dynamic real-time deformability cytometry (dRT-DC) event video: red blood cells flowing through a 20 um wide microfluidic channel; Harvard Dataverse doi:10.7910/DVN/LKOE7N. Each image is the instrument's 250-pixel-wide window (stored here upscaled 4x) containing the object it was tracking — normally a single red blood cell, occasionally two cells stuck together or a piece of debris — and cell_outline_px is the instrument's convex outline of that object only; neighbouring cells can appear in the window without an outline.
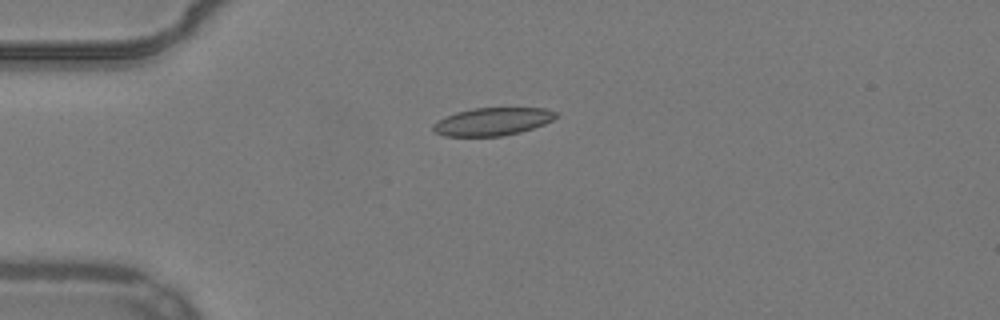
{"species": "common noctule bat (a hibernating species)", "species_latin": "Nyctalus noctula", "temperature_condition": "warm", "stored_images_in_passage": 37, "camera_frame_rate_fps": 3000, "um_per_image_px": 0.085, "animal": {"sex": "male", "body_mass_g": 19.2, "forearm_length_mm": 51.8}, "frame": {"image": 1, "passage_image": 1, "time_ms": 0.0, "image_size_px": [1000, 320], "cell_outline_px": [[556, 116], [552, 120], [544, 124], [520, 132], [500, 136], [444, 136], [432, 132], [432, 124], [444, 116], [456, 112], [472, 108], [544, 108], [556, 112]], "centroid_in_image_um": [41.79, 10.33], "position_along_channel_um": 43.2, "area_um2": 19.94}}
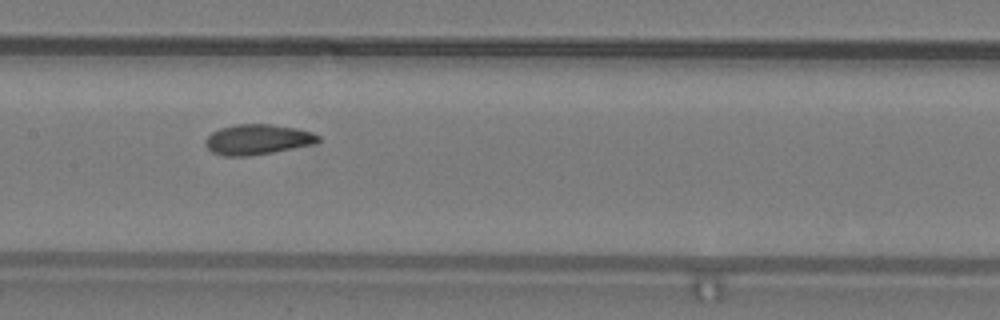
{"frame": {"image": 2, "passage_image": 14, "time_ms": 4.333, "image_size_px": [1000, 320], "cell_outline_px": [[320, 140], [316, 144], [272, 152], [248, 156], [224, 156], [212, 152], [204, 144], [204, 140], [212, 132], [220, 128], [236, 124], [272, 124], [296, 128], [312, 132], [320, 136]], "centroid_in_image_um": [21.89, 11.85], "position_along_channel_um": 185.5, "area_um2": 20.0}}
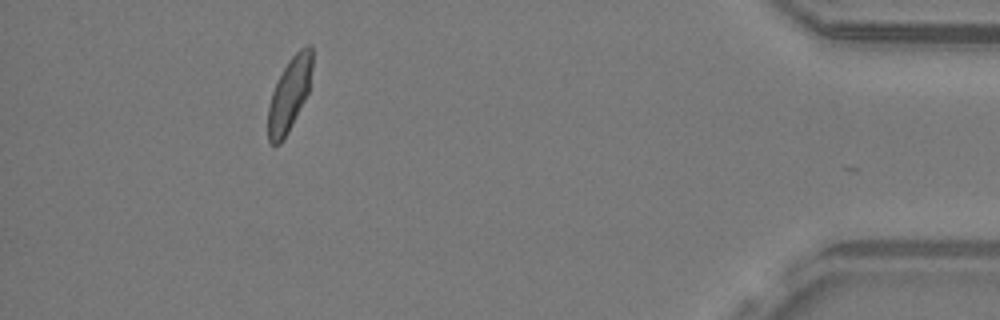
{"frame": {"image": 3, "passage_image": 36, "time_ms": 11.667, "image_size_px": [1000, 320], "cell_outline_px": [[312, 68], [308, 92], [284, 140], [280, 144], [272, 144], [268, 140], [268, 104], [272, 92], [288, 60], [300, 48], [308, 44], [312, 44]], "centroid_in_image_um": [24.6, 8.01], "position_along_channel_um": 410.6, "area_um2": 18.73}, "authors_computed_cell_mechanics": {"area_um2": 19.5364, "velocity_mm_per_s": 3.8681, "shape_relaxation_time_tau1_ms": 10.4104, "shape_relaxation_time_tau2_ms": 1.7358, "deformation_change_tau1": 0.1944, "deformation_change_tau2": 0.0628}}